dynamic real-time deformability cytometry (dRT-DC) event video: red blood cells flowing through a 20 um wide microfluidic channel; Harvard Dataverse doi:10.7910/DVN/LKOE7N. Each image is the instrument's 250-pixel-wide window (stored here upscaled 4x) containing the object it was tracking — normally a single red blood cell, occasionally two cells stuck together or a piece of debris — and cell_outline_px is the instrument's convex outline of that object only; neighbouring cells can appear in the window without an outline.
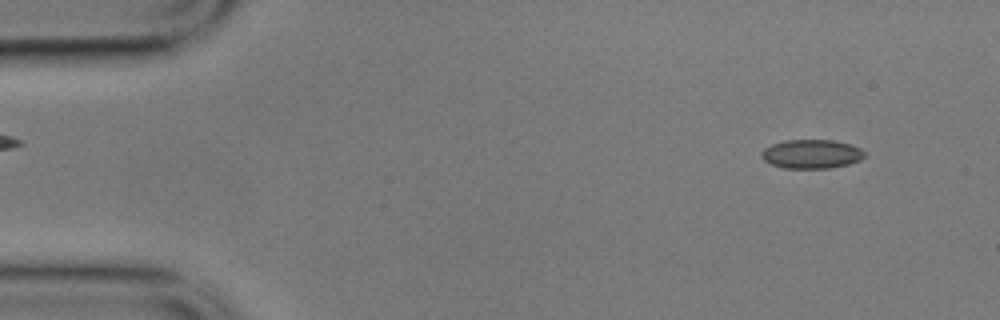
{"species": "common noctule bat (a hibernating species)", "species_latin": "Nyctalus noctula", "temperature_condition": "cold", "stored_images_in_passage": 6, "camera_frame_rate_fps": 3000, "um_per_image_px": 0.085, "animal": {"sex": "male", "body_mass_g": 17.9}, "frame": {"image": 1, "passage_image": 6, "time_ms": 1.667, "image_size_px": [1000, 320], "cell_outline_px": [[864, 156], [860, 160], [848, 164], [828, 168], [784, 168], [772, 164], [764, 160], [760, 156], [760, 152], [764, 148], [772, 144], [784, 140], [832, 140], [848, 144], [860, 148], [864, 152]], "centroid_in_image_um": [68.94, 13.09], "position_along_channel_um": 16.1, "area_um2": 17.28}}